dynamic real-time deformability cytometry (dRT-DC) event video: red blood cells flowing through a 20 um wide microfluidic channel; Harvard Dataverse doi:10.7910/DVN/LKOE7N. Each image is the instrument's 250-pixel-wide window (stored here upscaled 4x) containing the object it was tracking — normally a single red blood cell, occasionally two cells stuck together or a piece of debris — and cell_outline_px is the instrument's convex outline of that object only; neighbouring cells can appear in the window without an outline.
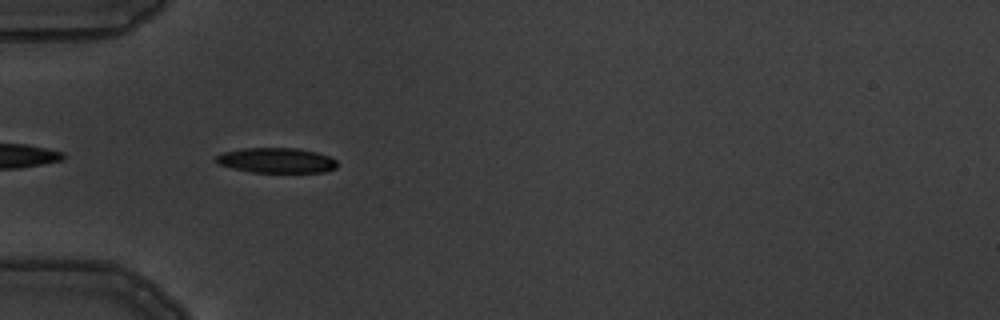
{"species": "common noctule bat (a hibernating species)", "species_latin": "Nyctalus noctula", "temperature_condition": "warm", "stored_images_in_passage": 7, "camera_frame_rate_fps": 3000, "um_per_image_px": 0.085, "animal": {"sex": "male", "body_mass_g": 19.5, "forearm_length_mm": 54.6}, "frame": {"image": 1, "passage_image": 3, "time_ms": 2.0, "image_size_px": [1000, 320], "cell_outline_px": [[336, 168], [324, 172], [252, 172], [232, 168], [220, 164], [216, 160], [216, 156], [224, 152], [244, 148], [296, 148], [316, 152], [328, 156], [336, 160]], "centroid_in_image_um": [23.51, 13.63], "position_along_channel_um": 61.5, "area_um2": 17.51}}
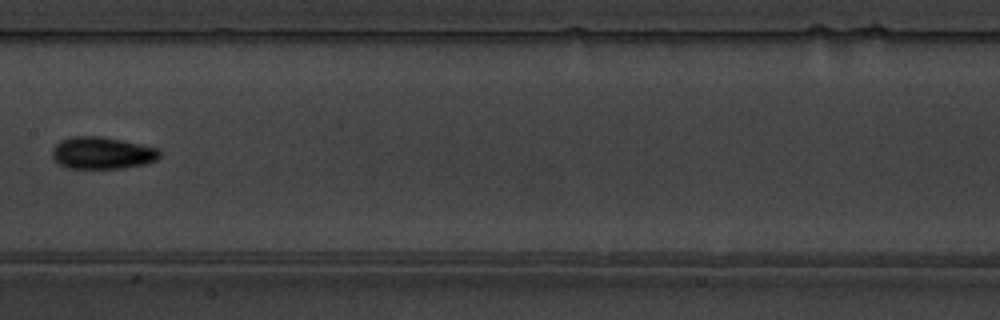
{"frame": {"image": 2, "passage_image": 6, "time_ms": 5.667, "image_size_px": [1000, 320], "cell_outline_px": [[160, 156], [156, 160], [144, 164], [124, 168], [68, 168], [60, 164], [52, 156], [52, 148], [60, 140], [72, 136], [100, 136], [140, 144], [156, 148], [160, 152]], "centroid_in_image_um": [8.66, 13.0], "position_along_channel_um": 198.7, "area_um2": 19.94}}
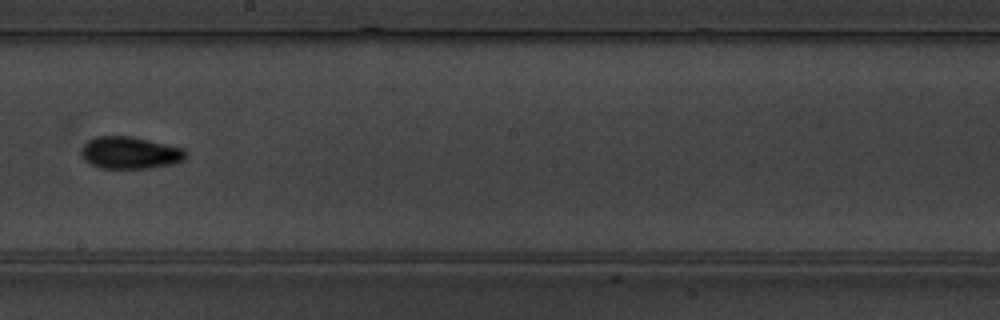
{"frame": {"image": 3, "passage_image": 7, "time_ms": 6.667, "image_size_px": [1000, 320], "cell_outline_px": [[188, 156], [184, 160], [172, 164], [148, 168], [100, 168], [84, 160], [80, 152], [80, 148], [88, 140], [96, 136], [132, 136], [184, 148], [188, 152]], "centroid_in_image_um": [11.06, 12.98], "position_along_channel_um": 237.1, "area_um2": 19.77}}